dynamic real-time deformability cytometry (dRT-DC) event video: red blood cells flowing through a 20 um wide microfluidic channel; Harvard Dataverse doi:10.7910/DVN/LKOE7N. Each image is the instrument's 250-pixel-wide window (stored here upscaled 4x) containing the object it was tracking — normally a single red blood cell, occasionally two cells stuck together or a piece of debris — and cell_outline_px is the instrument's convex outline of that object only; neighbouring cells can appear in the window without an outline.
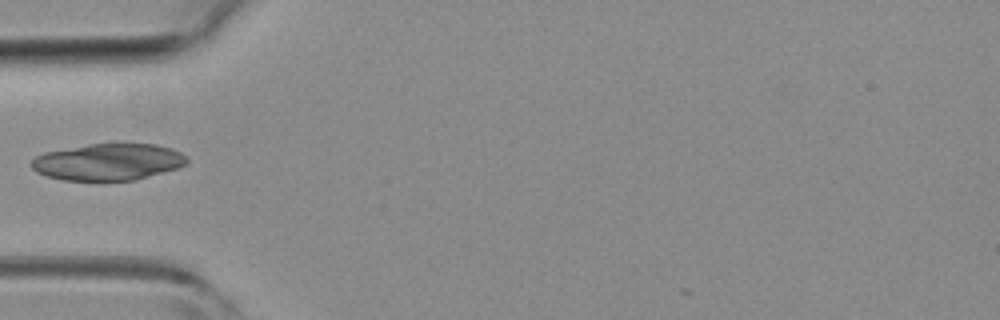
{"species": "common noctule bat (a hibernating species)", "species_latin": "Nyctalus noctula", "temperature_condition": "room temperature", "stored_images_in_passage": 4, "camera_frame_rate_fps": 3000, "um_per_image_px": 0.085, "animal": {"sex": "female", "body_mass_g": 19.3, "forearm_length_mm": 54.1}, "frame": {"image": 1, "passage_image": 4, "time_ms": 4.333, "image_size_px": [1000, 320], "cell_outline_px": [[188, 160], [180, 168], [136, 180], [64, 180], [48, 176], [36, 172], [32, 168], [32, 160], [36, 156], [44, 152], [88, 144], [156, 144], [172, 148], [180, 152]], "centroid_in_image_um": [9.21, 13.76], "position_along_channel_um": 75.8, "area_um2": 33.18}}